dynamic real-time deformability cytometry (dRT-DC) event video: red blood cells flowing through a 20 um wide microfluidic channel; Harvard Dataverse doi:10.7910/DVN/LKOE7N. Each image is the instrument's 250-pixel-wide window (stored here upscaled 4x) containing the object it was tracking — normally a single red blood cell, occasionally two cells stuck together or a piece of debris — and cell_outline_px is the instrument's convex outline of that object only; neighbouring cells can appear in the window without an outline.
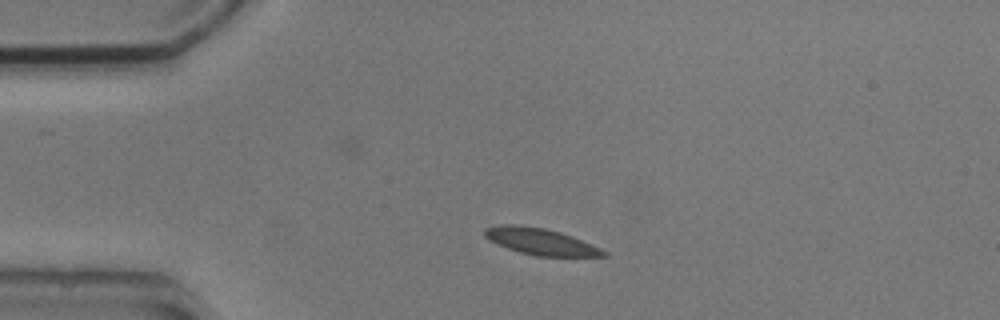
{"species": "common noctule bat (a hibernating species)", "species_latin": "Nyctalus noctula", "temperature_condition": "cold", "stored_images_in_passage": 3, "camera_frame_rate_fps": 3000, "um_per_image_px": 0.085, "animal": {"sex": "male", "body_mass_g": 20.5, "forearm_length_mm": 52.5}, "frame": {"image": 1, "passage_image": 1, "time_ms": 0.0, "image_size_px": [1000, 320], "cell_outline_px": [[608, 256], [536, 256], [520, 252], [496, 244], [488, 240], [484, 236], [484, 228], [504, 224], [516, 224], [544, 228], [560, 232], [572, 236], [600, 248], [608, 252]], "centroid_in_image_um": [45.92, 20.52], "position_along_channel_um": 39.1, "area_um2": 18.32}}